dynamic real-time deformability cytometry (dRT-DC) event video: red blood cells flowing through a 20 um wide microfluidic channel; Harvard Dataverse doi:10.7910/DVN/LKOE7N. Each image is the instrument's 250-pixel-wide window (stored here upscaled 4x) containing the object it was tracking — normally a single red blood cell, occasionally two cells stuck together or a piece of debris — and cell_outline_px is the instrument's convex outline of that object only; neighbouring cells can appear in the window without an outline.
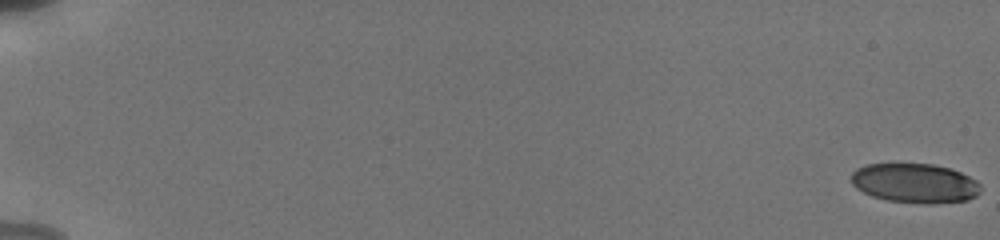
{"species": "human", "species_latin": "Homo sapiens", "temperature_condition": "cold", "stored_images_in_passage": 18, "camera_frame_rate_fps": 3000, "um_per_image_px": 0.085, "donor": {"sex": "male"}, "frame": {"image": 1, "passage_image": 1, "time_ms": 0.0, "image_size_px": [1000, 240], "cell_outline_px": [[980, 192], [976, 196], [968, 200], [932, 204], [924, 204], [888, 200], [872, 196], [856, 188], [852, 184], [852, 172], [856, 168], [868, 164], [892, 160], [932, 164], [948, 168], [960, 172], [976, 180], [980, 184]], "centroid_in_image_um": [77.73, 15.52], "position_along_channel_um": 7.3, "area_um2": 30.63}}
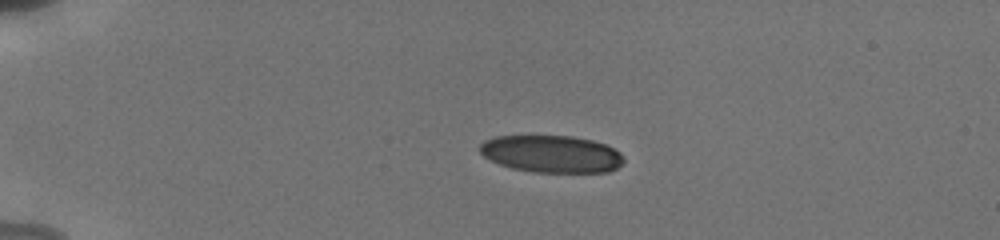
{"frame": {"image": 2, "passage_image": 11, "time_ms": 4.667, "image_size_px": [1000, 240], "cell_outline_px": [[624, 160], [616, 168], [608, 172], [532, 172], [512, 168], [500, 164], [484, 156], [476, 148], [484, 140], [496, 136], [572, 136], [592, 140], [604, 144], [620, 152], [624, 156]], "centroid_in_image_um": [46.85, 13.08], "position_along_channel_um": 38.1, "area_um2": 31.21}}
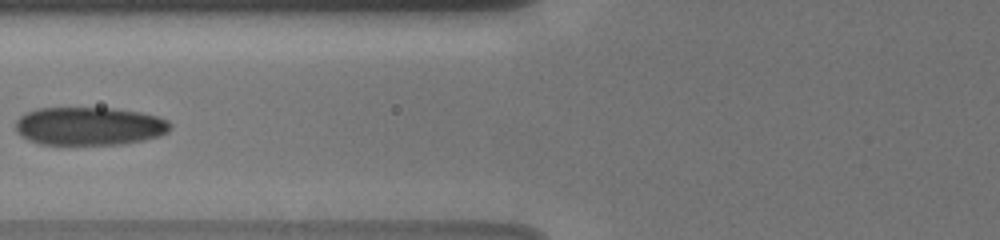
{"frame": {"image": 3, "passage_image": 18, "time_ms": 8.333, "image_size_px": [1000, 240], "cell_outline_px": [[172, 128], [168, 132], [160, 136], [144, 140], [124, 144], [40, 144], [28, 140], [20, 136], [16, 132], [16, 120], [24, 112], [36, 108], [112, 108], [140, 112], [156, 116], [168, 120], [172, 124]], "centroid_in_image_um": [7.59, 10.72], "position_along_channel_um": 118.2, "area_um2": 34.8}}